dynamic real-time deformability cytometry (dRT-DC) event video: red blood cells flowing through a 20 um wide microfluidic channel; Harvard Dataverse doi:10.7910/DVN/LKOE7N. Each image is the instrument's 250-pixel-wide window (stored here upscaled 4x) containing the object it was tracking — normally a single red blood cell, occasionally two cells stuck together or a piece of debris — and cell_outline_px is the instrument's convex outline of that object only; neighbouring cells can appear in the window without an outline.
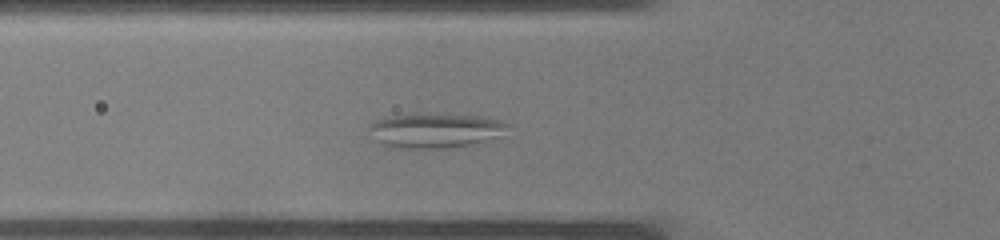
{"species": "common noctule bat (a hibernating species)", "species_latin": "Nyctalus noctula", "temperature_condition": "warm", "stored_images_in_passage": 34, "camera_frame_rate_fps": 3000, "um_per_image_px": 0.085, "animal": {"sex": "male", "body_mass_g": 19.0, "forearm_length_mm": 50.8}, "frame": {"image": 1, "passage_image": 9, "time_ms": 2.667, "image_size_px": [1000, 240], "cell_outline_px": [[512, 124], [504, 136], [472, 144], [444, 148], [384, 148], [376, 140], [368, 128], [368, 124], [392, 116], [484, 116], [504, 120]], "centroid_in_image_um": [37.09, 11.14], "position_along_channel_um": 88.7, "area_um2": 27.63}}
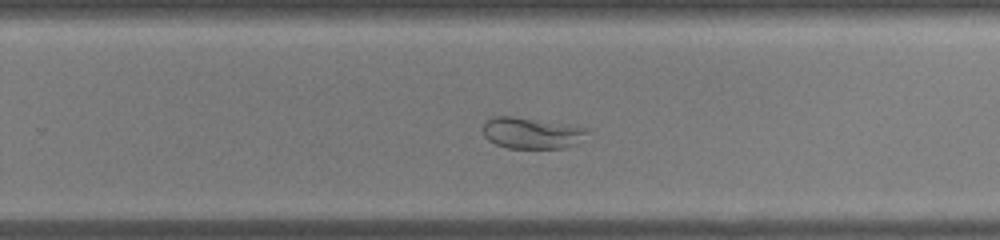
{"frame": {"image": 2, "passage_image": 20, "time_ms": 6.333, "image_size_px": [1000, 240], "cell_outline_px": [[592, 128], [576, 144], [564, 148], [508, 148], [496, 144], [488, 140], [484, 136], [484, 120], [496, 116], [512, 116], [568, 124]], "centroid_in_image_um": [45.2, 11.3], "position_along_channel_um": 284.6, "area_um2": 19.07}}
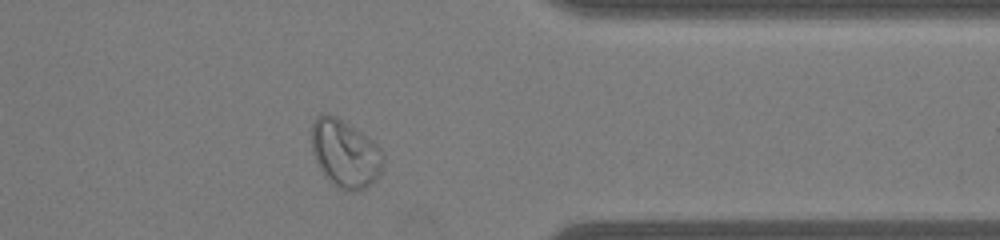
{"frame": {"image": 3, "passage_image": 26, "time_ms": 8.333, "image_size_px": [1000, 240], "cell_outline_px": [[384, 164], [376, 180], [372, 184], [356, 192], [340, 188], [324, 176], [312, 152], [312, 124], [316, 116], [328, 112], [336, 116], [372, 140], [384, 152]], "centroid_in_image_um": [29.35, 13.05], "position_along_channel_um": 382.1, "area_um2": 28.26}}